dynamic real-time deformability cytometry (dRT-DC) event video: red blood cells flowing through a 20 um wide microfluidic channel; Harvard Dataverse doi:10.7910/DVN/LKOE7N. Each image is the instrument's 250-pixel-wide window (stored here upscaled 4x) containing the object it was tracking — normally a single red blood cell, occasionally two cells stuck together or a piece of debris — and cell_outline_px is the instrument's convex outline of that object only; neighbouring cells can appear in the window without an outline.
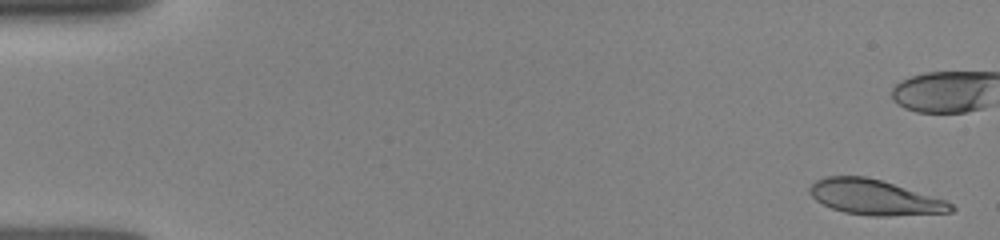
{"species": "human", "species_latin": "Homo sapiens", "temperature_condition": "room temperature", "stored_images_in_passage": 52, "camera_frame_rate_fps": 3000, "um_per_image_px": 0.085, "donor": {"sex": "female"}, "frame": {"image": 1, "passage_image": 1, "time_ms": 0.0, "image_size_px": [1000, 240], "cell_outline_px": [[956, 208], [952, 212], [888, 216], [872, 216], [844, 212], [832, 208], [816, 200], [808, 192], [808, 188], [816, 180], [824, 176], [868, 176], [944, 200], [952, 204]], "centroid_in_image_um": [74.31, 16.77], "position_along_channel_um": 10.7, "area_um2": 28.67}}
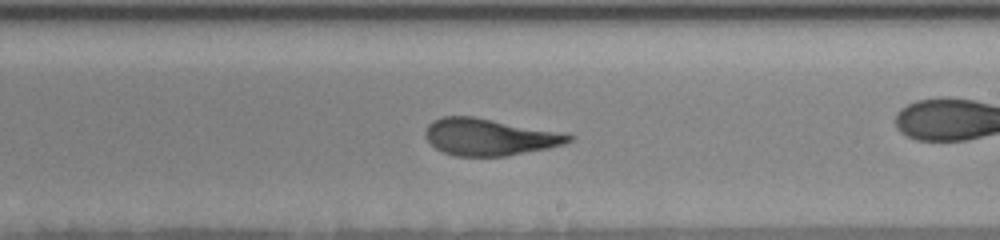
{"frame": {"image": 2, "passage_image": 33, "time_ms": 9.333, "image_size_px": [1000, 240], "cell_outline_px": [[576, 136], [572, 140], [564, 144], [548, 148], [504, 156], [456, 156], [444, 152], [436, 148], [428, 140], [424, 132], [428, 124], [432, 120], [440, 116], [472, 116], [568, 132]], "centroid_in_image_um": [41.65, 11.62], "position_along_channel_um": 247.3, "area_um2": 31.15}}
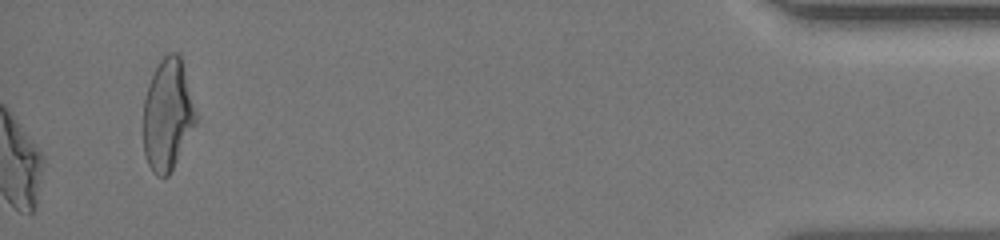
{"frame": {"image": 3, "passage_image": 52, "time_ms": 16.333, "image_size_px": [1000, 240], "cell_outline_px": [[196, 124], [168, 176], [156, 176], [152, 172], [148, 164], [144, 152], [144, 100], [148, 84], [160, 60], [168, 52], [180, 52], [196, 112]], "centroid_in_image_um": [14.25, 9.73], "position_along_channel_um": 421.0, "area_um2": 33.93}}